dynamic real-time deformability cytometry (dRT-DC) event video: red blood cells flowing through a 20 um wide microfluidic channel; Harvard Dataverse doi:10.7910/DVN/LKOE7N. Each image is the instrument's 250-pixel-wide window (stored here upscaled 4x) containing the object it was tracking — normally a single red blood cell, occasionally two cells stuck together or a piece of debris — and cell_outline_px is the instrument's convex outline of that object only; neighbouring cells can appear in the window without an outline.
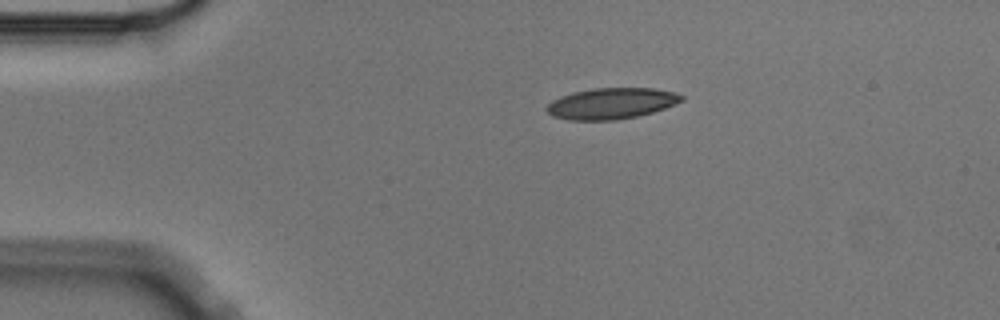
{"species": "Egyptian fruit bat (a non-hibernating species)", "species_latin": "Rousettus aegyptiacus", "temperature_condition": "cold", "stored_images_in_passage": 3, "camera_frame_rate_fps": 3000, "um_per_image_px": 0.085, "animal": {"sex": "male"}, "frame": {"image": 1, "passage_image": 1, "time_ms": 0.0, "image_size_px": [1000, 320], "cell_outline_px": [[684, 100], [676, 104], [652, 112], [636, 116], [616, 120], [568, 120], [552, 116], [544, 108], [552, 100], [560, 96], [572, 92], [592, 88], [656, 88], [676, 92], [684, 96]], "centroid_in_image_um": [51.96, 8.78], "position_along_channel_um": 33.0, "area_um2": 24.62}}
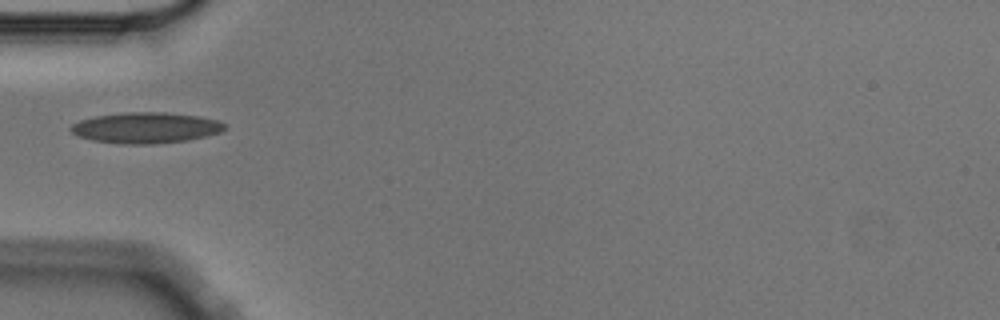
{"frame": {"image": 2, "passage_image": 3, "time_ms": 0.667, "image_size_px": [1000, 320], "cell_outline_px": [[224, 128], [220, 132], [188, 140], [156, 144], [120, 144], [92, 140], [76, 136], [68, 128], [72, 124], [80, 120], [96, 116], [124, 112], [164, 112], [200, 116], [220, 120], [224, 124]], "centroid_in_image_um": [12.36, 10.86], "position_along_channel_um": 72.6, "area_um2": 27.8}}